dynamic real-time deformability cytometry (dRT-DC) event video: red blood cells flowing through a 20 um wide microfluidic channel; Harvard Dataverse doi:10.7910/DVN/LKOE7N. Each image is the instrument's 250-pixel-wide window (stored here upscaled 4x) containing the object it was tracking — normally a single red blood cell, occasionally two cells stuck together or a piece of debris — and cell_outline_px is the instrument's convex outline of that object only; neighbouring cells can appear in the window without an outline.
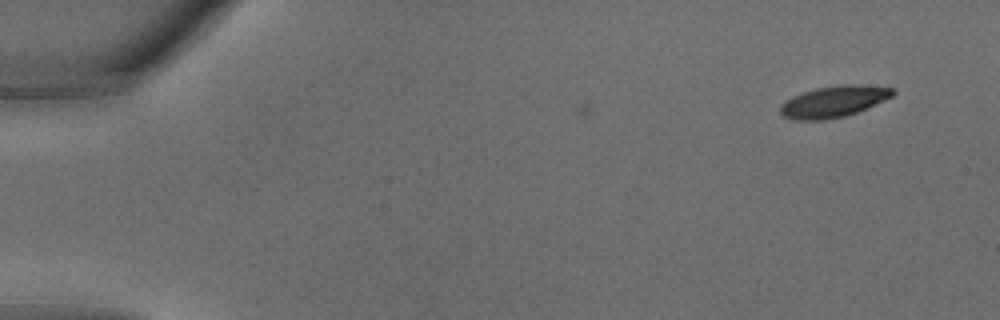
{"species": "common noctule bat (a hibernating species)", "species_latin": "Nyctalus noctula", "temperature_condition": "warm", "stored_images_in_passage": 4, "camera_frame_rate_fps": 3000, "um_per_image_px": 0.085, "animal": {"sex": "male", "body_mass_g": 18.8}, "frame": {"image": 1, "passage_image": 4, "time_ms": 1.0, "image_size_px": [1000, 320], "cell_outline_px": [[896, 92], [892, 96], [884, 100], [856, 112], [844, 116], [824, 120], [796, 120], [784, 116], [780, 112], [780, 104], [784, 100], [792, 96], [816, 88], [840, 84], [860, 84], [896, 88]], "centroid_in_image_um": [70.86, 8.61], "position_along_channel_um": 14.1, "area_um2": 20.58}}